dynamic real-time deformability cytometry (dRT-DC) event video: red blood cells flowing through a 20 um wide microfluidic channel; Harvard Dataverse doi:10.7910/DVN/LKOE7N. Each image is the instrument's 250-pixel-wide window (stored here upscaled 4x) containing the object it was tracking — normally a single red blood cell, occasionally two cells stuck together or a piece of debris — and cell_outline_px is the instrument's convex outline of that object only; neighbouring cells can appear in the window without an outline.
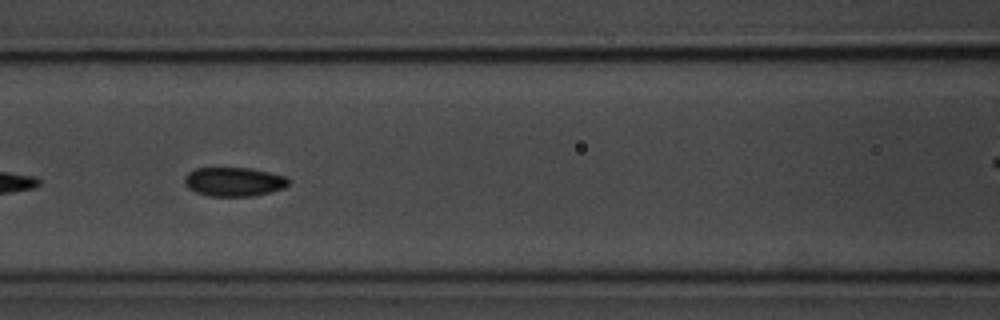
{"species": "common noctule bat (a hibernating species)", "species_latin": "Nyctalus noctula", "temperature_condition": "room temperature", "stored_images_in_passage": 14, "camera_frame_rate_fps": 3000, "um_per_image_px": 0.085, "animal": {"sex": "male", "body_mass_g": 20.1, "forearm_length_mm": 53.5}, "frame": {"image": 1, "passage_image": 8, "time_ms": 2.333, "image_size_px": [1000, 320], "cell_outline_px": [[288, 184], [284, 188], [252, 196], [208, 196], [196, 192], [188, 188], [184, 184], [184, 176], [188, 172], [196, 168], [252, 168], [284, 176], [288, 180]], "centroid_in_image_um": [19.83, 15.44], "position_along_channel_um": 146.8, "area_um2": 17.51}}